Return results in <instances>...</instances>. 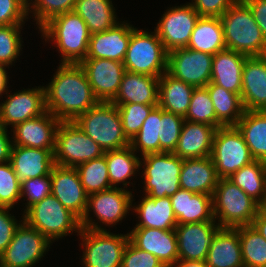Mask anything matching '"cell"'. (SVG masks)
Returning a JSON list of instances; mask_svg holds the SVG:
<instances>
[{"label": "cell", "instance_id": "obj_1", "mask_svg": "<svg viewBox=\"0 0 266 267\" xmlns=\"http://www.w3.org/2000/svg\"><path fill=\"white\" fill-rule=\"evenodd\" d=\"M44 88L46 109L61 122H74L99 102L80 64L60 63Z\"/></svg>", "mask_w": 266, "mask_h": 267}, {"label": "cell", "instance_id": "obj_2", "mask_svg": "<svg viewBox=\"0 0 266 267\" xmlns=\"http://www.w3.org/2000/svg\"><path fill=\"white\" fill-rule=\"evenodd\" d=\"M220 18L227 49L248 57L266 55V40L243 0H237Z\"/></svg>", "mask_w": 266, "mask_h": 267}, {"label": "cell", "instance_id": "obj_3", "mask_svg": "<svg viewBox=\"0 0 266 267\" xmlns=\"http://www.w3.org/2000/svg\"><path fill=\"white\" fill-rule=\"evenodd\" d=\"M39 31L45 42H54L62 57L61 64H80L86 58L91 33L73 11L54 17Z\"/></svg>", "mask_w": 266, "mask_h": 267}, {"label": "cell", "instance_id": "obj_4", "mask_svg": "<svg viewBox=\"0 0 266 267\" xmlns=\"http://www.w3.org/2000/svg\"><path fill=\"white\" fill-rule=\"evenodd\" d=\"M74 122L104 152L130 146L123 132L119 110L112 102L99 101Z\"/></svg>", "mask_w": 266, "mask_h": 267}, {"label": "cell", "instance_id": "obj_5", "mask_svg": "<svg viewBox=\"0 0 266 267\" xmlns=\"http://www.w3.org/2000/svg\"><path fill=\"white\" fill-rule=\"evenodd\" d=\"M213 216L221 228L252 225L260 205L228 178H219L212 195Z\"/></svg>", "mask_w": 266, "mask_h": 267}, {"label": "cell", "instance_id": "obj_6", "mask_svg": "<svg viewBox=\"0 0 266 267\" xmlns=\"http://www.w3.org/2000/svg\"><path fill=\"white\" fill-rule=\"evenodd\" d=\"M22 216L30 227L51 243L74 231L78 234L81 231L80 219L52 194L32 205Z\"/></svg>", "mask_w": 266, "mask_h": 267}, {"label": "cell", "instance_id": "obj_7", "mask_svg": "<svg viewBox=\"0 0 266 267\" xmlns=\"http://www.w3.org/2000/svg\"><path fill=\"white\" fill-rule=\"evenodd\" d=\"M168 52L155 32L131 31V38L123 64L129 72L160 77L167 72Z\"/></svg>", "mask_w": 266, "mask_h": 267}, {"label": "cell", "instance_id": "obj_8", "mask_svg": "<svg viewBox=\"0 0 266 267\" xmlns=\"http://www.w3.org/2000/svg\"><path fill=\"white\" fill-rule=\"evenodd\" d=\"M140 159L145 195L165 198L181 188L179 177L183 159L173 152L150 153Z\"/></svg>", "mask_w": 266, "mask_h": 267}, {"label": "cell", "instance_id": "obj_9", "mask_svg": "<svg viewBox=\"0 0 266 267\" xmlns=\"http://www.w3.org/2000/svg\"><path fill=\"white\" fill-rule=\"evenodd\" d=\"M132 191L123 189L121 186L110 188L98 193L88 195L87 209L80 220L81 228L89 230H107L101 225L113 227L119 221L126 218L127 213L132 210ZM93 210V211H92ZM90 212L96 215L97 220L90 217ZM97 221V223H96Z\"/></svg>", "mask_w": 266, "mask_h": 267}, {"label": "cell", "instance_id": "obj_10", "mask_svg": "<svg viewBox=\"0 0 266 267\" xmlns=\"http://www.w3.org/2000/svg\"><path fill=\"white\" fill-rule=\"evenodd\" d=\"M104 153L75 122H60L53 153L56 165L76 168L82 163L103 156Z\"/></svg>", "mask_w": 266, "mask_h": 267}, {"label": "cell", "instance_id": "obj_11", "mask_svg": "<svg viewBox=\"0 0 266 267\" xmlns=\"http://www.w3.org/2000/svg\"><path fill=\"white\" fill-rule=\"evenodd\" d=\"M211 158L219 178H228L255 161L236 126H223L216 129Z\"/></svg>", "mask_w": 266, "mask_h": 267}, {"label": "cell", "instance_id": "obj_12", "mask_svg": "<svg viewBox=\"0 0 266 267\" xmlns=\"http://www.w3.org/2000/svg\"><path fill=\"white\" fill-rule=\"evenodd\" d=\"M83 267H121L122 254L129 241V233L113 234L107 230L81 228Z\"/></svg>", "mask_w": 266, "mask_h": 267}, {"label": "cell", "instance_id": "obj_13", "mask_svg": "<svg viewBox=\"0 0 266 267\" xmlns=\"http://www.w3.org/2000/svg\"><path fill=\"white\" fill-rule=\"evenodd\" d=\"M51 242L23 221L0 255V267H32L49 251Z\"/></svg>", "mask_w": 266, "mask_h": 267}, {"label": "cell", "instance_id": "obj_14", "mask_svg": "<svg viewBox=\"0 0 266 267\" xmlns=\"http://www.w3.org/2000/svg\"><path fill=\"white\" fill-rule=\"evenodd\" d=\"M213 55L189 48L168 53L167 73L195 88L206 87L211 81Z\"/></svg>", "mask_w": 266, "mask_h": 267}, {"label": "cell", "instance_id": "obj_15", "mask_svg": "<svg viewBox=\"0 0 266 267\" xmlns=\"http://www.w3.org/2000/svg\"><path fill=\"white\" fill-rule=\"evenodd\" d=\"M199 17L190 3L166 10L154 30L168 53L187 47Z\"/></svg>", "mask_w": 266, "mask_h": 267}, {"label": "cell", "instance_id": "obj_16", "mask_svg": "<svg viewBox=\"0 0 266 267\" xmlns=\"http://www.w3.org/2000/svg\"><path fill=\"white\" fill-rule=\"evenodd\" d=\"M8 93L4 103L0 104V126L3 128L14 127L47 111L44 86L19 90L12 95Z\"/></svg>", "mask_w": 266, "mask_h": 267}, {"label": "cell", "instance_id": "obj_17", "mask_svg": "<svg viewBox=\"0 0 266 267\" xmlns=\"http://www.w3.org/2000/svg\"><path fill=\"white\" fill-rule=\"evenodd\" d=\"M221 229L216 221L177 224L178 260L205 261L215 234Z\"/></svg>", "mask_w": 266, "mask_h": 267}, {"label": "cell", "instance_id": "obj_18", "mask_svg": "<svg viewBox=\"0 0 266 267\" xmlns=\"http://www.w3.org/2000/svg\"><path fill=\"white\" fill-rule=\"evenodd\" d=\"M80 66L88 77L95 97L99 101L111 102L119 91L126 71L123 62L103 58H85Z\"/></svg>", "mask_w": 266, "mask_h": 267}, {"label": "cell", "instance_id": "obj_19", "mask_svg": "<svg viewBox=\"0 0 266 267\" xmlns=\"http://www.w3.org/2000/svg\"><path fill=\"white\" fill-rule=\"evenodd\" d=\"M50 178L51 194L81 220L87 209L88 194L81 184L76 168L55 164Z\"/></svg>", "mask_w": 266, "mask_h": 267}, {"label": "cell", "instance_id": "obj_20", "mask_svg": "<svg viewBox=\"0 0 266 267\" xmlns=\"http://www.w3.org/2000/svg\"><path fill=\"white\" fill-rule=\"evenodd\" d=\"M60 120L50 112L16 124L12 129L13 146H24L51 150L54 153L55 140ZM14 136V137H13Z\"/></svg>", "mask_w": 266, "mask_h": 267}, {"label": "cell", "instance_id": "obj_21", "mask_svg": "<svg viewBox=\"0 0 266 267\" xmlns=\"http://www.w3.org/2000/svg\"><path fill=\"white\" fill-rule=\"evenodd\" d=\"M129 240L139 249L155 255L165 267L178 261V246L175 230L134 227Z\"/></svg>", "mask_w": 266, "mask_h": 267}, {"label": "cell", "instance_id": "obj_22", "mask_svg": "<svg viewBox=\"0 0 266 267\" xmlns=\"http://www.w3.org/2000/svg\"><path fill=\"white\" fill-rule=\"evenodd\" d=\"M120 22L111 29L91 34L86 58L124 61L133 27L125 20Z\"/></svg>", "mask_w": 266, "mask_h": 267}, {"label": "cell", "instance_id": "obj_23", "mask_svg": "<svg viewBox=\"0 0 266 267\" xmlns=\"http://www.w3.org/2000/svg\"><path fill=\"white\" fill-rule=\"evenodd\" d=\"M241 98L245 110H266V55L246 58L242 70Z\"/></svg>", "mask_w": 266, "mask_h": 267}, {"label": "cell", "instance_id": "obj_24", "mask_svg": "<svg viewBox=\"0 0 266 267\" xmlns=\"http://www.w3.org/2000/svg\"><path fill=\"white\" fill-rule=\"evenodd\" d=\"M10 163L20 182L51 174L54 154L51 150L13 146Z\"/></svg>", "mask_w": 266, "mask_h": 267}, {"label": "cell", "instance_id": "obj_25", "mask_svg": "<svg viewBox=\"0 0 266 267\" xmlns=\"http://www.w3.org/2000/svg\"><path fill=\"white\" fill-rule=\"evenodd\" d=\"M219 177L211 156L183 159L180 187L193 193L213 195Z\"/></svg>", "mask_w": 266, "mask_h": 267}, {"label": "cell", "instance_id": "obj_26", "mask_svg": "<svg viewBox=\"0 0 266 267\" xmlns=\"http://www.w3.org/2000/svg\"><path fill=\"white\" fill-rule=\"evenodd\" d=\"M159 77L125 71L113 104L158 105Z\"/></svg>", "mask_w": 266, "mask_h": 267}, {"label": "cell", "instance_id": "obj_27", "mask_svg": "<svg viewBox=\"0 0 266 267\" xmlns=\"http://www.w3.org/2000/svg\"><path fill=\"white\" fill-rule=\"evenodd\" d=\"M170 199L177 224L216 221L213 216L212 195L180 188Z\"/></svg>", "mask_w": 266, "mask_h": 267}, {"label": "cell", "instance_id": "obj_28", "mask_svg": "<svg viewBox=\"0 0 266 267\" xmlns=\"http://www.w3.org/2000/svg\"><path fill=\"white\" fill-rule=\"evenodd\" d=\"M216 128L204 123L184 120L174 154L181 159L211 156Z\"/></svg>", "mask_w": 266, "mask_h": 267}, {"label": "cell", "instance_id": "obj_29", "mask_svg": "<svg viewBox=\"0 0 266 267\" xmlns=\"http://www.w3.org/2000/svg\"><path fill=\"white\" fill-rule=\"evenodd\" d=\"M247 57L227 48L217 52L213 55L210 82L241 95L242 70Z\"/></svg>", "mask_w": 266, "mask_h": 267}, {"label": "cell", "instance_id": "obj_30", "mask_svg": "<svg viewBox=\"0 0 266 267\" xmlns=\"http://www.w3.org/2000/svg\"><path fill=\"white\" fill-rule=\"evenodd\" d=\"M205 263L208 267H244L236 228H221L215 234Z\"/></svg>", "mask_w": 266, "mask_h": 267}, {"label": "cell", "instance_id": "obj_31", "mask_svg": "<svg viewBox=\"0 0 266 267\" xmlns=\"http://www.w3.org/2000/svg\"><path fill=\"white\" fill-rule=\"evenodd\" d=\"M132 210L139 215L135 227L174 230L177 226L170 197L150 198L145 195L137 206L132 205Z\"/></svg>", "mask_w": 266, "mask_h": 267}, {"label": "cell", "instance_id": "obj_32", "mask_svg": "<svg viewBox=\"0 0 266 267\" xmlns=\"http://www.w3.org/2000/svg\"><path fill=\"white\" fill-rule=\"evenodd\" d=\"M195 87L175 79L167 72L159 77L158 106L163 110L185 117Z\"/></svg>", "mask_w": 266, "mask_h": 267}, {"label": "cell", "instance_id": "obj_33", "mask_svg": "<svg viewBox=\"0 0 266 267\" xmlns=\"http://www.w3.org/2000/svg\"><path fill=\"white\" fill-rule=\"evenodd\" d=\"M72 11L84 20L91 34L106 31L119 23L112 0H77Z\"/></svg>", "mask_w": 266, "mask_h": 267}, {"label": "cell", "instance_id": "obj_34", "mask_svg": "<svg viewBox=\"0 0 266 267\" xmlns=\"http://www.w3.org/2000/svg\"><path fill=\"white\" fill-rule=\"evenodd\" d=\"M244 137L250 153L256 161H266V110H245L235 125Z\"/></svg>", "mask_w": 266, "mask_h": 267}, {"label": "cell", "instance_id": "obj_35", "mask_svg": "<svg viewBox=\"0 0 266 267\" xmlns=\"http://www.w3.org/2000/svg\"><path fill=\"white\" fill-rule=\"evenodd\" d=\"M187 48L215 55L226 48L220 17H199Z\"/></svg>", "mask_w": 266, "mask_h": 267}, {"label": "cell", "instance_id": "obj_36", "mask_svg": "<svg viewBox=\"0 0 266 267\" xmlns=\"http://www.w3.org/2000/svg\"><path fill=\"white\" fill-rule=\"evenodd\" d=\"M108 167V175L111 187L117 188L122 183L123 189L130 185L129 178L134 176L140 169V158L133 149L128 146L119 150L106 151L104 153ZM137 171V172H136Z\"/></svg>", "mask_w": 266, "mask_h": 267}, {"label": "cell", "instance_id": "obj_37", "mask_svg": "<svg viewBox=\"0 0 266 267\" xmlns=\"http://www.w3.org/2000/svg\"><path fill=\"white\" fill-rule=\"evenodd\" d=\"M213 102L216 118L224 126H235L245 112L241 95L209 82L206 86Z\"/></svg>", "mask_w": 266, "mask_h": 267}, {"label": "cell", "instance_id": "obj_38", "mask_svg": "<svg viewBox=\"0 0 266 267\" xmlns=\"http://www.w3.org/2000/svg\"><path fill=\"white\" fill-rule=\"evenodd\" d=\"M228 179L255 200L260 207L263 205L266 184L264 162L255 160L233 173Z\"/></svg>", "mask_w": 266, "mask_h": 267}, {"label": "cell", "instance_id": "obj_39", "mask_svg": "<svg viewBox=\"0 0 266 267\" xmlns=\"http://www.w3.org/2000/svg\"><path fill=\"white\" fill-rule=\"evenodd\" d=\"M244 267H266V239L252 225L236 227Z\"/></svg>", "mask_w": 266, "mask_h": 267}, {"label": "cell", "instance_id": "obj_40", "mask_svg": "<svg viewBox=\"0 0 266 267\" xmlns=\"http://www.w3.org/2000/svg\"><path fill=\"white\" fill-rule=\"evenodd\" d=\"M159 121H161V107H154L142 124L139 132L130 140V147L141 156L159 153Z\"/></svg>", "mask_w": 266, "mask_h": 267}, {"label": "cell", "instance_id": "obj_41", "mask_svg": "<svg viewBox=\"0 0 266 267\" xmlns=\"http://www.w3.org/2000/svg\"><path fill=\"white\" fill-rule=\"evenodd\" d=\"M76 170L88 195L112 188L104 155L80 164Z\"/></svg>", "mask_w": 266, "mask_h": 267}, {"label": "cell", "instance_id": "obj_42", "mask_svg": "<svg viewBox=\"0 0 266 267\" xmlns=\"http://www.w3.org/2000/svg\"><path fill=\"white\" fill-rule=\"evenodd\" d=\"M184 120L204 123L216 129L224 126L216 118L214 105L206 87H197L194 89L189 109Z\"/></svg>", "mask_w": 266, "mask_h": 267}, {"label": "cell", "instance_id": "obj_43", "mask_svg": "<svg viewBox=\"0 0 266 267\" xmlns=\"http://www.w3.org/2000/svg\"><path fill=\"white\" fill-rule=\"evenodd\" d=\"M76 1L77 0H27V15L29 17V14H33L32 16H34V20L40 30L54 17L72 11Z\"/></svg>", "mask_w": 266, "mask_h": 267}, {"label": "cell", "instance_id": "obj_44", "mask_svg": "<svg viewBox=\"0 0 266 267\" xmlns=\"http://www.w3.org/2000/svg\"><path fill=\"white\" fill-rule=\"evenodd\" d=\"M184 117L161 108L159 121V153L174 152L180 138Z\"/></svg>", "mask_w": 266, "mask_h": 267}, {"label": "cell", "instance_id": "obj_45", "mask_svg": "<svg viewBox=\"0 0 266 267\" xmlns=\"http://www.w3.org/2000/svg\"><path fill=\"white\" fill-rule=\"evenodd\" d=\"M24 24L0 26V64L8 67L15 63L22 51L21 29Z\"/></svg>", "mask_w": 266, "mask_h": 267}, {"label": "cell", "instance_id": "obj_46", "mask_svg": "<svg viewBox=\"0 0 266 267\" xmlns=\"http://www.w3.org/2000/svg\"><path fill=\"white\" fill-rule=\"evenodd\" d=\"M117 106L121 120L123 132L127 139L130 141L139 132L145 119L151 110L158 105H145V104H114Z\"/></svg>", "mask_w": 266, "mask_h": 267}, {"label": "cell", "instance_id": "obj_47", "mask_svg": "<svg viewBox=\"0 0 266 267\" xmlns=\"http://www.w3.org/2000/svg\"><path fill=\"white\" fill-rule=\"evenodd\" d=\"M21 182L10 163H0V207L13 208L21 200Z\"/></svg>", "mask_w": 266, "mask_h": 267}, {"label": "cell", "instance_id": "obj_48", "mask_svg": "<svg viewBox=\"0 0 266 267\" xmlns=\"http://www.w3.org/2000/svg\"><path fill=\"white\" fill-rule=\"evenodd\" d=\"M21 199L25 203L24 213L34 204L40 202L44 197L51 195L50 175L27 179L21 182ZM27 199H26V198Z\"/></svg>", "mask_w": 266, "mask_h": 267}, {"label": "cell", "instance_id": "obj_49", "mask_svg": "<svg viewBox=\"0 0 266 267\" xmlns=\"http://www.w3.org/2000/svg\"><path fill=\"white\" fill-rule=\"evenodd\" d=\"M121 267H165L153 254L136 247L130 240L122 254Z\"/></svg>", "mask_w": 266, "mask_h": 267}, {"label": "cell", "instance_id": "obj_50", "mask_svg": "<svg viewBox=\"0 0 266 267\" xmlns=\"http://www.w3.org/2000/svg\"><path fill=\"white\" fill-rule=\"evenodd\" d=\"M27 0H0V26L25 24Z\"/></svg>", "mask_w": 266, "mask_h": 267}, {"label": "cell", "instance_id": "obj_51", "mask_svg": "<svg viewBox=\"0 0 266 267\" xmlns=\"http://www.w3.org/2000/svg\"><path fill=\"white\" fill-rule=\"evenodd\" d=\"M11 209L9 207H0V255L12 241L16 229L24 221V217H22L19 223L14 215L9 214Z\"/></svg>", "mask_w": 266, "mask_h": 267}, {"label": "cell", "instance_id": "obj_52", "mask_svg": "<svg viewBox=\"0 0 266 267\" xmlns=\"http://www.w3.org/2000/svg\"><path fill=\"white\" fill-rule=\"evenodd\" d=\"M237 0H192L200 17H221Z\"/></svg>", "mask_w": 266, "mask_h": 267}, {"label": "cell", "instance_id": "obj_53", "mask_svg": "<svg viewBox=\"0 0 266 267\" xmlns=\"http://www.w3.org/2000/svg\"><path fill=\"white\" fill-rule=\"evenodd\" d=\"M250 8L266 40V0H243Z\"/></svg>", "mask_w": 266, "mask_h": 267}, {"label": "cell", "instance_id": "obj_54", "mask_svg": "<svg viewBox=\"0 0 266 267\" xmlns=\"http://www.w3.org/2000/svg\"><path fill=\"white\" fill-rule=\"evenodd\" d=\"M7 132L6 128L0 126V163L10 161L13 142Z\"/></svg>", "mask_w": 266, "mask_h": 267}, {"label": "cell", "instance_id": "obj_55", "mask_svg": "<svg viewBox=\"0 0 266 267\" xmlns=\"http://www.w3.org/2000/svg\"><path fill=\"white\" fill-rule=\"evenodd\" d=\"M252 226L266 239V208H259Z\"/></svg>", "mask_w": 266, "mask_h": 267}, {"label": "cell", "instance_id": "obj_56", "mask_svg": "<svg viewBox=\"0 0 266 267\" xmlns=\"http://www.w3.org/2000/svg\"><path fill=\"white\" fill-rule=\"evenodd\" d=\"M7 66L0 64V96L2 97L3 94H6L9 88L7 84L9 83V76L7 75ZM5 92V93H4Z\"/></svg>", "mask_w": 266, "mask_h": 267}, {"label": "cell", "instance_id": "obj_57", "mask_svg": "<svg viewBox=\"0 0 266 267\" xmlns=\"http://www.w3.org/2000/svg\"><path fill=\"white\" fill-rule=\"evenodd\" d=\"M171 267H208L205 261H182L178 260Z\"/></svg>", "mask_w": 266, "mask_h": 267}, {"label": "cell", "instance_id": "obj_58", "mask_svg": "<svg viewBox=\"0 0 266 267\" xmlns=\"http://www.w3.org/2000/svg\"><path fill=\"white\" fill-rule=\"evenodd\" d=\"M262 208H266V184H265V195L263 198V205L261 206Z\"/></svg>", "mask_w": 266, "mask_h": 267}]
</instances>
